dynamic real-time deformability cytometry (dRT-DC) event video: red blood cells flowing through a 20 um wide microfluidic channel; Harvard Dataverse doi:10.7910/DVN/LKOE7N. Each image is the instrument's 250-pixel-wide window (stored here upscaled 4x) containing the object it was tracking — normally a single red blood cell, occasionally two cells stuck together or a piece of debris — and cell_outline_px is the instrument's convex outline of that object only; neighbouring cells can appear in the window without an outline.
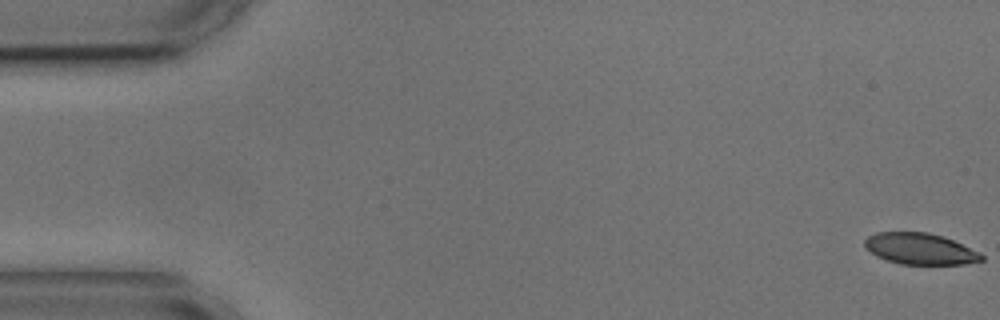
{"species": "common noctule bat (a hibernating species)", "species_latin": "Nyctalus noctula", "temperature_condition": "cold", "stored_images_in_passage": 3, "camera_frame_rate_fps": 3000, "um_per_image_px": 0.085, "animal": {"sex": "male", "body_mass_g": 17.9, "forearm_length_mm": 54.2}, "frame": {"image": 1, "passage_image": 1, "time_ms": 0.0, "image_size_px": [1000, 320], "cell_outline_px": [[984, 260], [964, 264], [900, 264], [876, 256], [864, 244], [864, 240], [868, 236], [876, 232], [928, 232], [952, 240], [980, 252], [984, 256]], "centroid_in_image_um": [78.22, 21.15], "position_along_channel_um": 6.8, "area_um2": 21.1}}